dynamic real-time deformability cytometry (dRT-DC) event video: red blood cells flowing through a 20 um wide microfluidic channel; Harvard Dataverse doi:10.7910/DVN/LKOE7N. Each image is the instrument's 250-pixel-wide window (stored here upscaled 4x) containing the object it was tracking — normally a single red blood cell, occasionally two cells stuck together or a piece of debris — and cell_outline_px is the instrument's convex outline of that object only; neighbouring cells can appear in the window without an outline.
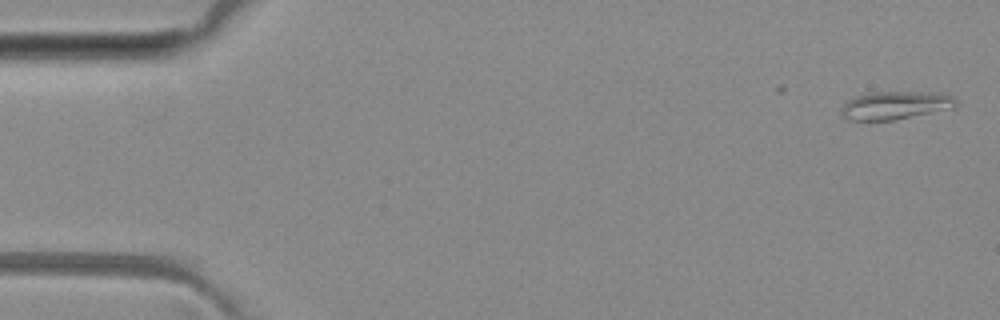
{"species": "common noctule bat (a hibernating species)", "species_latin": "Nyctalus noctula", "temperature_condition": "room temperature", "stored_images_in_passage": 6, "camera_frame_rate_fps": 3000, "um_per_image_px": 0.085, "animal": {"sex": "female", "body_mass_g": 29.2, "forearm_length_mm": 56.3}, "frame": {"image": 1, "passage_image": 1, "time_ms": 0.0, "image_size_px": [1000, 320], "cell_outline_px": [[956, 108], [892, 120], [848, 120], [840, 112], [840, 108], [848, 100], [856, 96], [872, 92], [940, 92], [952, 96], [956, 100]], "centroid_in_image_um": [76.13, 8.95], "position_along_channel_um": 8.9, "area_um2": 18.84}}
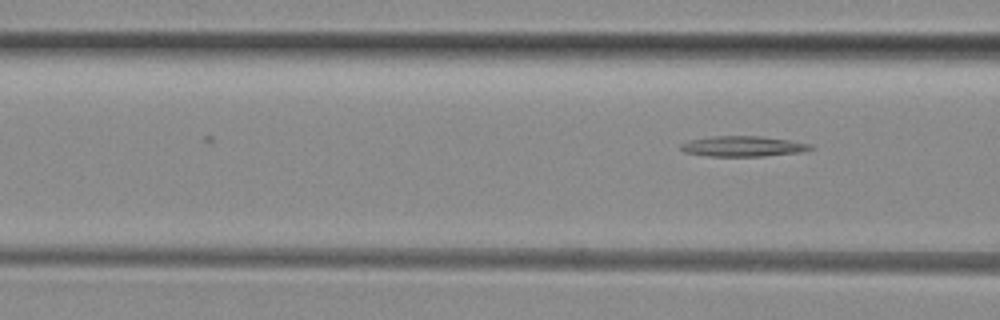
{"frame": {"image": 2, "passage_image": 6, "time_ms": 5.667, "image_size_px": [1000, 320], "cell_outline_px": [[816, 148], [808, 152], [764, 156], [708, 156], [684, 152], [680, 148], [680, 144], [688, 140], [712, 136], [760, 136], [788, 140], [812, 144]], "centroid_in_image_um": [63.22, 12.44], "position_along_channel_um": 103.4, "area_um2": 15.72}}